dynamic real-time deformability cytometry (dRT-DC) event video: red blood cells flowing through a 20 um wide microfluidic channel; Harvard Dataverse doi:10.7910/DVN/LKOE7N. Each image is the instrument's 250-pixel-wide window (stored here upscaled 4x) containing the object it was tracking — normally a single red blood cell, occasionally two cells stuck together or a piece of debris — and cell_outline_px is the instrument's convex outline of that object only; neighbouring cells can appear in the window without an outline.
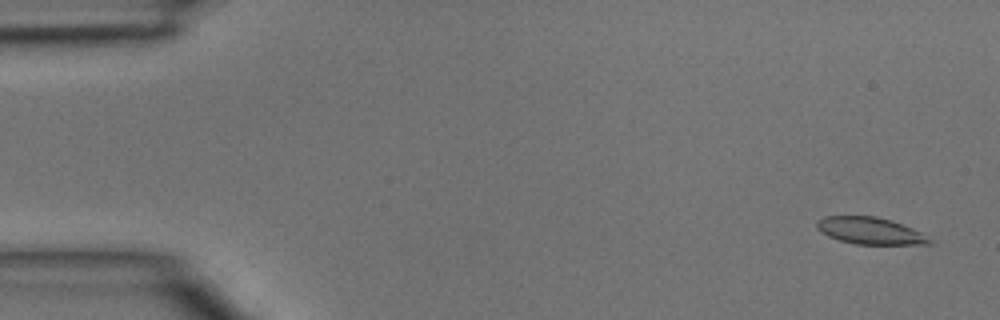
{"species": "common noctule bat (a hibernating species)", "species_latin": "Nyctalus noctula", "temperature_condition": "room temperature", "stored_images_in_passage": 4, "segment_of_instrument_passage": [1, 2], "camera_frame_rate_fps": 3000, "um_per_image_px": 0.085, "animal": {"sex": "male", "body_mass_g": 15.6}, "frame": {"image": 1, "passage_image": 1, "time_ms": 0.0, "image_size_px": [1000, 320], "cell_outline_px": [[932, 244], [856, 244], [840, 240], [828, 236], [816, 228], [816, 220], [824, 216], [876, 216], [892, 220], [912, 228], [920, 232], [932, 240]], "centroid_in_image_um": [73.94, 19.6], "position_along_channel_um": 11.1, "area_um2": 17.63}}